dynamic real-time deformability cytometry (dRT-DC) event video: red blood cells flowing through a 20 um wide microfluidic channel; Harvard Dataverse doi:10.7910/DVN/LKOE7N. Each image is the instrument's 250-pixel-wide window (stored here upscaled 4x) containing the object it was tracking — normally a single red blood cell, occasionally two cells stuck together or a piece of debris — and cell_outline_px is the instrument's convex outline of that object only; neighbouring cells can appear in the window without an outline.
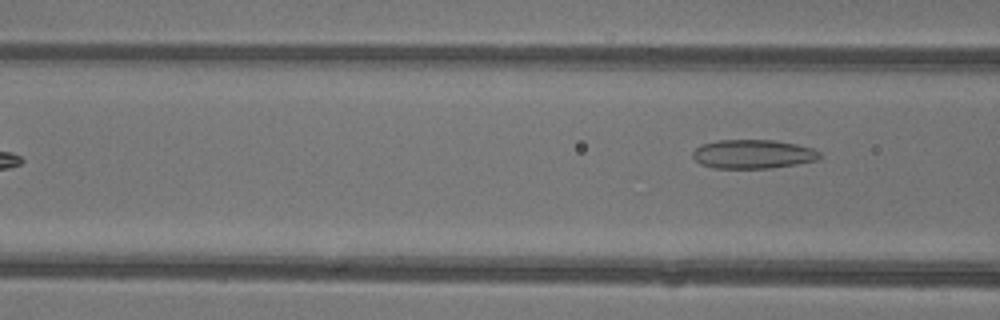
{"species": "common noctule bat (a hibernating species)", "species_latin": "Nyctalus noctula", "temperature_condition": "warm", "stored_images_in_passage": 6, "segment_of_instrument_passage": [2, 2], "camera_frame_rate_fps": 3000, "um_per_image_px": 0.085, "animal": {"sex": "female"}, "frame": {"image": 1, "passage_image": 6, "time_ms": 1.667, "image_size_px": [1000, 320], "cell_outline_px": [[824, 156], [816, 160], [796, 164], [772, 168], [712, 168], [700, 164], [692, 156], [692, 152], [700, 144], [716, 140], [772, 140], [796, 144], [812, 148], [820, 152]], "centroid_in_image_um": [63.99, 13.1], "position_along_channel_um": 102.6, "area_um2": 21.56}}